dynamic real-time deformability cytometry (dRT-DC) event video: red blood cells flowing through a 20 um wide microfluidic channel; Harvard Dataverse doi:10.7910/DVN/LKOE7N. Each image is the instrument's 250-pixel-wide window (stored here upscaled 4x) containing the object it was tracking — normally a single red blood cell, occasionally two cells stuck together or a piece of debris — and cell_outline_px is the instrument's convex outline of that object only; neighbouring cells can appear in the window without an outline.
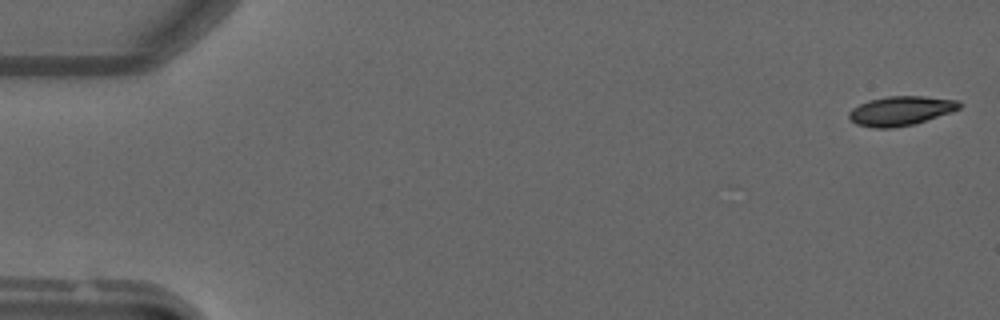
{"species": "common noctule bat (a hibernating species)", "species_latin": "Nyctalus noctula", "temperature_condition": "warm", "stored_images_in_passage": 48, "camera_frame_rate_fps": 3000, "um_per_image_px": 0.085, "animal": {"sex": "male", "forearm_length_mm": 52.5}, "frame": {"image": 1, "passage_image": 1, "time_ms": 0.0, "image_size_px": [1000, 320], "cell_outline_px": [[964, 104], [960, 108], [952, 112], [912, 124], [892, 128], [876, 128], [856, 124], [848, 116], [848, 112], [852, 108], [868, 100], [888, 96], [924, 96], [960, 100]], "centroid_in_image_um": [76.59, 9.4], "position_along_channel_um": 8.4, "area_um2": 18.9}}
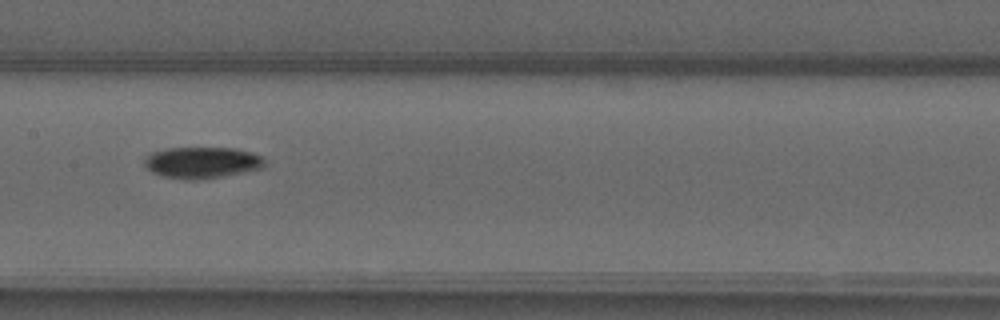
{"frame": {"image": 2, "passage_image": 25, "time_ms": 8.0, "image_size_px": [1000, 320], "cell_outline_px": [[264, 168], [220, 176], [192, 180], [164, 176], [152, 172], [144, 164], [144, 160], [152, 152], [164, 148], [236, 148], [252, 152], [260, 156], [264, 160]], "centroid_in_image_um": [17.17, 13.8], "position_along_channel_um": 190.2, "area_um2": 21.68}}
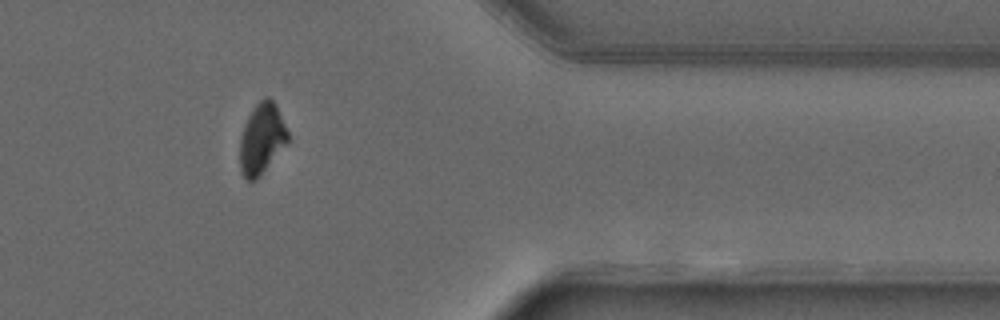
{"frame": {"image": 3, "passage_image": 41, "time_ms": 13.333, "image_size_px": [1000, 320], "cell_outline_px": [[288, 140], [260, 176], [256, 180], [248, 180], [240, 172], [240, 136], [244, 124], [252, 108], [264, 96], [268, 96], [276, 104], [288, 132]], "centroid_in_image_um": [22.22, 11.76], "position_along_channel_um": 389.2, "area_um2": 19.59}}